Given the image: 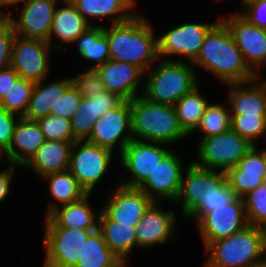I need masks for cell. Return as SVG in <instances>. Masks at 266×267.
I'll return each instance as SVG.
<instances>
[{"label":"cell","mask_w":266,"mask_h":267,"mask_svg":"<svg viewBox=\"0 0 266 267\" xmlns=\"http://www.w3.org/2000/svg\"><path fill=\"white\" fill-rule=\"evenodd\" d=\"M251 267H266V256H264V258H262L260 261H257Z\"/></svg>","instance_id":"obj_50"},{"label":"cell","mask_w":266,"mask_h":267,"mask_svg":"<svg viewBox=\"0 0 266 267\" xmlns=\"http://www.w3.org/2000/svg\"><path fill=\"white\" fill-rule=\"evenodd\" d=\"M203 131L201 138L218 135L231 129V113L220 104H209L196 130Z\"/></svg>","instance_id":"obj_36"},{"label":"cell","mask_w":266,"mask_h":267,"mask_svg":"<svg viewBox=\"0 0 266 267\" xmlns=\"http://www.w3.org/2000/svg\"><path fill=\"white\" fill-rule=\"evenodd\" d=\"M205 248L213 241L243 230L247 225L243 198H236L226 207L211 208L198 222Z\"/></svg>","instance_id":"obj_14"},{"label":"cell","mask_w":266,"mask_h":267,"mask_svg":"<svg viewBox=\"0 0 266 267\" xmlns=\"http://www.w3.org/2000/svg\"><path fill=\"white\" fill-rule=\"evenodd\" d=\"M116 267H126V262H120Z\"/></svg>","instance_id":"obj_53"},{"label":"cell","mask_w":266,"mask_h":267,"mask_svg":"<svg viewBox=\"0 0 266 267\" xmlns=\"http://www.w3.org/2000/svg\"><path fill=\"white\" fill-rule=\"evenodd\" d=\"M29 0H0V7H3V6H9V5H12L11 7L13 6H16V4H18L19 2H24L23 4H25L26 2H28Z\"/></svg>","instance_id":"obj_48"},{"label":"cell","mask_w":266,"mask_h":267,"mask_svg":"<svg viewBox=\"0 0 266 267\" xmlns=\"http://www.w3.org/2000/svg\"><path fill=\"white\" fill-rule=\"evenodd\" d=\"M48 41L15 35L12 48L11 67L20 78L34 83L46 79L49 68Z\"/></svg>","instance_id":"obj_12"},{"label":"cell","mask_w":266,"mask_h":267,"mask_svg":"<svg viewBox=\"0 0 266 267\" xmlns=\"http://www.w3.org/2000/svg\"><path fill=\"white\" fill-rule=\"evenodd\" d=\"M90 194L80 200L58 206L45 219L46 228H80L96 230L98 228V213H94L89 201Z\"/></svg>","instance_id":"obj_24"},{"label":"cell","mask_w":266,"mask_h":267,"mask_svg":"<svg viewBox=\"0 0 266 267\" xmlns=\"http://www.w3.org/2000/svg\"><path fill=\"white\" fill-rule=\"evenodd\" d=\"M115 190L101 211L111 221L137 226L154 201L139 188L119 185Z\"/></svg>","instance_id":"obj_17"},{"label":"cell","mask_w":266,"mask_h":267,"mask_svg":"<svg viewBox=\"0 0 266 267\" xmlns=\"http://www.w3.org/2000/svg\"><path fill=\"white\" fill-rule=\"evenodd\" d=\"M133 139L173 144L188 136L180 127L175 107L149 101L143 95L131 100Z\"/></svg>","instance_id":"obj_3"},{"label":"cell","mask_w":266,"mask_h":267,"mask_svg":"<svg viewBox=\"0 0 266 267\" xmlns=\"http://www.w3.org/2000/svg\"><path fill=\"white\" fill-rule=\"evenodd\" d=\"M111 160L112 151L87 140H77L71 148L68 170L86 194H91L106 173Z\"/></svg>","instance_id":"obj_8"},{"label":"cell","mask_w":266,"mask_h":267,"mask_svg":"<svg viewBox=\"0 0 266 267\" xmlns=\"http://www.w3.org/2000/svg\"><path fill=\"white\" fill-rule=\"evenodd\" d=\"M228 184L243 198L266 181V149L253 146L232 168L226 171Z\"/></svg>","instance_id":"obj_19"},{"label":"cell","mask_w":266,"mask_h":267,"mask_svg":"<svg viewBox=\"0 0 266 267\" xmlns=\"http://www.w3.org/2000/svg\"><path fill=\"white\" fill-rule=\"evenodd\" d=\"M44 178L50 184L48 195L51 194L50 196L55 199V202L50 203L46 216L58 206L76 202L86 195L69 170L51 173Z\"/></svg>","instance_id":"obj_31"},{"label":"cell","mask_w":266,"mask_h":267,"mask_svg":"<svg viewBox=\"0 0 266 267\" xmlns=\"http://www.w3.org/2000/svg\"><path fill=\"white\" fill-rule=\"evenodd\" d=\"M204 267H251L266 256L261 227L247 225L243 230L211 242Z\"/></svg>","instance_id":"obj_4"},{"label":"cell","mask_w":266,"mask_h":267,"mask_svg":"<svg viewBox=\"0 0 266 267\" xmlns=\"http://www.w3.org/2000/svg\"><path fill=\"white\" fill-rule=\"evenodd\" d=\"M14 27L8 17H0V69L11 66L15 39Z\"/></svg>","instance_id":"obj_41"},{"label":"cell","mask_w":266,"mask_h":267,"mask_svg":"<svg viewBox=\"0 0 266 267\" xmlns=\"http://www.w3.org/2000/svg\"><path fill=\"white\" fill-rule=\"evenodd\" d=\"M132 139L131 101L122 100L97 119L86 140L112 152L117 145L121 153Z\"/></svg>","instance_id":"obj_9"},{"label":"cell","mask_w":266,"mask_h":267,"mask_svg":"<svg viewBox=\"0 0 266 267\" xmlns=\"http://www.w3.org/2000/svg\"><path fill=\"white\" fill-rule=\"evenodd\" d=\"M264 64H266V54H265L263 61L253 70L254 79L258 80L260 78L261 75H259V73H257L256 69L260 68V66L264 65Z\"/></svg>","instance_id":"obj_49"},{"label":"cell","mask_w":266,"mask_h":267,"mask_svg":"<svg viewBox=\"0 0 266 267\" xmlns=\"http://www.w3.org/2000/svg\"><path fill=\"white\" fill-rule=\"evenodd\" d=\"M225 177V171L206 169L191 162L182 176L180 192L175 201L182 203V214L199 221L211 212L212 187Z\"/></svg>","instance_id":"obj_6"},{"label":"cell","mask_w":266,"mask_h":267,"mask_svg":"<svg viewBox=\"0 0 266 267\" xmlns=\"http://www.w3.org/2000/svg\"><path fill=\"white\" fill-rule=\"evenodd\" d=\"M94 69L106 91L128 101L141 95L137 93V88L142 78H145V72L140 67L109 59Z\"/></svg>","instance_id":"obj_20"},{"label":"cell","mask_w":266,"mask_h":267,"mask_svg":"<svg viewBox=\"0 0 266 267\" xmlns=\"http://www.w3.org/2000/svg\"><path fill=\"white\" fill-rule=\"evenodd\" d=\"M121 260L112 252L97 228L84 243L82 254L74 267H116Z\"/></svg>","instance_id":"obj_32"},{"label":"cell","mask_w":266,"mask_h":267,"mask_svg":"<svg viewBox=\"0 0 266 267\" xmlns=\"http://www.w3.org/2000/svg\"><path fill=\"white\" fill-rule=\"evenodd\" d=\"M208 105V101L201 96L198 86L176 102L174 107L178 121L187 135L196 132Z\"/></svg>","instance_id":"obj_34"},{"label":"cell","mask_w":266,"mask_h":267,"mask_svg":"<svg viewBox=\"0 0 266 267\" xmlns=\"http://www.w3.org/2000/svg\"><path fill=\"white\" fill-rule=\"evenodd\" d=\"M59 0H29L20 12L18 20L0 10V17H8L16 35L48 41L52 21Z\"/></svg>","instance_id":"obj_15"},{"label":"cell","mask_w":266,"mask_h":267,"mask_svg":"<svg viewBox=\"0 0 266 267\" xmlns=\"http://www.w3.org/2000/svg\"><path fill=\"white\" fill-rule=\"evenodd\" d=\"M181 24L158 38L159 58L179 55L194 63L208 31L218 22Z\"/></svg>","instance_id":"obj_13"},{"label":"cell","mask_w":266,"mask_h":267,"mask_svg":"<svg viewBox=\"0 0 266 267\" xmlns=\"http://www.w3.org/2000/svg\"><path fill=\"white\" fill-rule=\"evenodd\" d=\"M193 65L202 66L224 84L255 80L253 71L244 61L233 35L222 19L208 31Z\"/></svg>","instance_id":"obj_1"},{"label":"cell","mask_w":266,"mask_h":267,"mask_svg":"<svg viewBox=\"0 0 266 267\" xmlns=\"http://www.w3.org/2000/svg\"><path fill=\"white\" fill-rule=\"evenodd\" d=\"M74 142L46 140L24 167L32 169L41 177L68 170Z\"/></svg>","instance_id":"obj_26"},{"label":"cell","mask_w":266,"mask_h":267,"mask_svg":"<svg viewBox=\"0 0 266 267\" xmlns=\"http://www.w3.org/2000/svg\"><path fill=\"white\" fill-rule=\"evenodd\" d=\"M231 129L256 146L255 139L266 134V115H231Z\"/></svg>","instance_id":"obj_38"},{"label":"cell","mask_w":266,"mask_h":267,"mask_svg":"<svg viewBox=\"0 0 266 267\" xmlns=\"http://www.w3.org/2000/svg\"><path fill=\"white\" fill-rule=\"evenodd\" d=\"M15 117L16 115L9 113L0 106V154H4L10 146L15 124L20 118L17 115L16 120Z\"/></svg>","instance_id":"obj_44"},{"label":"cell","mask_w":266,"mask_h":267,"mask_svg":"<svg viewBox=\"0 0 266 267\" xmlns=\"http://www.w3.org/2000/svg\"><path fill=\"white\" fill-rule=\"evenodd\" d=\"M261 231L266 241V222L261 226Z\"/></svg>","instance_id":"obj_51"},{"label":"cell","mask_w":266,"mask_h":267,"mask_svg":"<svg viewBox=\"0 0 266 267\" xmlns=\"http://www.w3.org/2000/svg\"><path fill=\"white\" fill-rule=\"evenodd\" d=\"M123 99L117 94L105 91L96 96L83 97L73 118L71 119L74 139L86 140L94 123L105 112L116 107Z\"/></svg>","instance_id":"obj_23"},{"label":"cell","mask_w":266,"mask_h":267,"mask_svg":"<svg viewBox=\"0 0 266 267\" xmlns=\"http://www.w3.org/2000/svg\"><path fill=\"white\" fill-rule=\"evenodd\" d=\"M36 121L40 126L45 140L76 141L72 131L71 120L49 114Z\"/></svg>","instance_id":"obj_39"},{"label":"cell","mask_w":266,"mask_h":267,"mask_svg":"<svg viewBox=\"0 0 266 267\" xmlns=\"http://www.w3.org/2000/svg\"><path fill=\"white\" fill-rule=\"evenodd\" d=\"M240 13L252 25L266 29V0H246Z\"/></svg>","instance_id":"obj_43"},{"label":"cell","mask_w":266,"mask_h":267,"mask_svg":"<svg viewBox=\"0 0 266 267\" xmlns=\"http://www.w3.org/2000/svg\"><path fill=\"white\" fill-rule=\"evenodd\" d=\"M91 23L87 21L78 11L75 5L65 4L64 7H56L52 21L49 44L52 35L65 43H73L81 34L86 32Z\"/></svg>","instance_id":"obj_30"},{"label":"cell","mask_w":266,"mask_h":267,"mask_svg":"<svg viewBox=\"0 0 266 267\" xmlns=\"http://www.w3.org/2000/svg\"><path fill=\"white\" fill-rule=\"evenodd\" d=\"M164 146L163 143L132 139L120 153V163L131 173V179L120 185L138 188L171 151Z\"/></svg>","instance_id":"obj_11"},{"label":"cell","mask_w":266,"mask_h":267,"mask_svg":"<svg viewBox=\"0 0 266 267\" xmlns=\"http://www.w3.org/2000/svg\"><path fill=\"white\" fill-rule=\"evenodd\" d=\"M229 28L244 61L253 71L266 54V29L256 27L239 12L230 17H221Z\"/></svg>","instance_id":"obj_18"},{"label":"cell","mask_w":266,"mask_h":267,"mask_svg":"<svg viewBox=\"0 0 266 267\" xmlns=\"http://www.w3.org/2000/svg\"><path fill=\"white\" fill-rule=\"evenodd\" d=\"M95 230L80 228H46L43 267H74L82 254L84 243Z\"/></svg>","instance_id":"obj_10"},{"label":"cell","mask_w":266,"mask_h":267,"mask_svg":"<svg viewBox=\"0 0 266 267\" xmlns=\"http://www.w3.org/2000/svg\"><path fill=\"white\" fill-rule=\"evenodd\" d=\"M237 198L228 184L227 176L214 188L212 187L211 208L226 207Z\"/></svg>","instance_id":"obj_45"},{"label":"cell","mask_w":266,"mask_h":267,"mask_svg":"<svg viewBox=\"0 0 266 267\" xmlns=\"http://www.w3.org/2000/svg\"><path fill=\"white\" fill-rule=\"evenodd\" d=\"M74 5L87 21L88 17L111 19L115 16L111 24H117L130 20L136 14L132 12L135 0H78Z\"/></svg>","instance_id":"obj_29"},{"label":"cell","mask_w":266,"mask_h":267,"mask_svg":"<svg viewBox=\"0 0 266 267\" xmlns=\"http://www.w3.org/2000/svg\"><path fill=\"white\" fill-rule=\"evenodd\" d=\"M248 225L261 227L266 222V181L243 197Z\"/></svg>","instance_id":"obj_37"},{"label":"cell","mask_w":266,"mask_h":267,"mask_svg":"<svg viewBox=\"0 0 266 267\" xmlns=\"http://www.w3.org/2000/svg\"><path fill=\"white\" fill-rule=\"evenodd\" d=\"M72 81L83 97L96 96L106 91L95 69L88 68L80 75L73 76Z\"/></svg>","instance_id":"obj_40"},{"label":"cell","mask_w":266,"mask_h":267,"mask_svg":"<svg viewBox=\"0 0 266 267\" xmlns=\"http://www.w3.org/2000/svg\"><path fill=\"white\" fill-rule=\"evenodd\" d=\"M34 86V82L19 77L15 84L12 85L8 94L0 102V106L9 113L24 117Z\"/></svg>","instance_id":"obj_35"},{"label":"cell","mask_w":266,"mask_h":267,"mask_svg":"<svg viewBox=\"0 0 266 267\" xmlns=\"http://www.w3.org/2000/svg\"><path fill=\"white\" fill-rule=\"evenodd\" d=\"M256 82L255 79L244 83L227 84L231 88L227 100L231 106V115H266V82L262 81L260 84Z\"/></svg>","instance_id":"obj_25"},{"label":"cell","mask_w":266,"mask_h":267,"mask_svg":"<svg viewBox=\"0 0 266 267\" xmlns=\"http://www.w3.org/2000/svg\"><path fill=\"white\" fill-rule=\"evenodd\" d=\"M43 82L44 80L35 83L24 119L37 120L49 115L51 107L62 98L65 91L73 84L72 78H65L48 85H44Z\"/></svg>","instance_id":"obj_28"},{"label":"cell","mask_w":266,"mask_h":267,"mask_svg":"<svg viewBox=\"0 0 266 267\" xmlns=\"http://www.w3.org/2000/svg\"><path fill=\"white\" fill-rule=\"evenodd\" d=\"M109 42L110 59L131 63L140 67L145 75L151 70V63L159 59L158 38L148 21L138 14L130 20L103 26Z\"/></svg>","instance_id":"obj_2"},{"label":"cell","mask_w":266,"mask_h":267,"mask_svg":"<svg viewBox=\"0 0 266 267\" xmlns=\"http://www.w3.org/2000/svg\"><path fill=\"white\" fill-rule=\"evenodd\" d=\"M98 229L112 252L126 262L133 248L138 247L136 241V226L111 221L101 210L98 219Z\"/></svg>","instance_id":"obj_27"},{"label":"cell","mask_w":266,"mask_h":267,"mask_svg":"<svg viewBox=\"0 0 266 267\" xmlns=\"http://www.w3.org/2000/svg\"><path fill=\"white\" fill-rule=\"evenodd\" d=\"M253 146L246 138L230 129L218 135L201 138L197 147L199 162H193L206 169L226 172Z\"/></svg>","instance_id":"obj_7"},{"label":"cell","mask_w":266,"mask_h":267,"mask_svg":"<svg viewBox=\"0 0 266 267\" xmlns=\"http://www.w3.org/2000/svg\"><path fill=\"white\" fill-rule=\"evenodd\" d=\"M65 4L74 5L78 0H62Z\"/></svg>","instance_id":"obj_52"},{"label":"cell","mask_w":266,"mask_h":267,"mask_svg":"<svg viewBox=\"0 0 266 267\" xmlns=\"http://www.w3.org/2000/svg\"><path fill=\"white\" fill-rule=\"evenodd\" d=\"M18 78V73L11 66L0 69V102L8 94Z\"/></svg>","instance_id":"obj_46"},{"label":"cell","mask_w":266,"mask_h":267,"mask_svg":"<svg viewBox=\"0 0 266 267\" xmlns=\"http://www.w3.org/2000/svg\"><path fill=\"white\" fill-rule=\"evenodd\" d=\"M76 42L78 43V51L81 57L95 62L90 69L102 65L110 59L109 42L103 32V25H93L73 43Z\"/></svg>","instance_id":"obj_33"},{"label":"cell","mask_w":266,"mask_h":267,"mask_svg":"<svg viewBox=\"0 0 266 267\" xmlns=\"http://www.w3.org/2000/svg\"><path fill=\"white\" fill-rule=\"evenodd\" d=\"M45 141L36 120L20 117L15 124L10 146L3 156L8 164L24 167Z\"/></svg>","instance_id":"obj_22"},{"label":"cell","mask_w":266,"mask_h":267,"mask_svg":"<svg viewBox=\"0 0 266 267\" xmlns=\"http://www.w3.org/2000/svg\"><path fill=\"white\" fill-rule=\"evenodd\" d=\"M8 165L9 167L6 171L0 172V202L4 201L10 192V185L14 177V168L17 167L10 163Z\"/></svg>","instance_id":"obj_47"},{"label":"cell","mask_w":266,"mask_h":267,"mask_svg":"<svg viewBox=\"0 0 266 267\" xmlns=\"http://www.w3.org/2000/svg\"><path fill=\"white\" fill-rule=\"evenodd\" d=\"M82 96L72 84L64 93L62 98L51 107L50 114L58 115L71 120L78 109Z\"/></svg>","instance_id":"obj_42"},{"label":"cell","mask_w":266,"mask_h":267,"mask_svg":"<svg viewBox=\"0 0 266 267\" xmlns=\"http://www.w3.org/2000/svg\"><path fill=\"white\" fill-rule=\"evenodd\" d=\"M193 63L181 60H164L150 72L144 94L149 101L174 106L186 93L198 86Z\"/></svg>","instance_id":"obj_5"},{"label":"cell","mask_w":266,"mask_h":267,"mask_svg":"<svg viewBox=\"0 0 266 267\" xmlns=\"http://www.w3.org/2000/svg\"><path fill=\"white\" fill-rule=\"evenodd\" d=\"M182 159L170 151L156 166L153 173L138 187L153 201H176L184 173Z\"/></svg>","instance_id":"obj_16"},{"label":"cell","mask_w":266,"mask_h":267,"mask_svg":"<svg viewBox=\"0 0 266 267\" xmlns=\"http://www.w3.org/2000/svg\"><path fill=\"white\" fill-rule=\"evenodd\" d=\"M154 201L145 211L139 224L136 226V241L138 247L149 248L158 243H164L175 237V213L164 211Z\"/></svg>","instance_id":"obj_21"}]
</instances>
